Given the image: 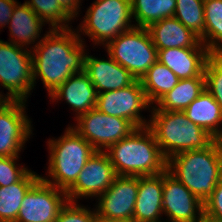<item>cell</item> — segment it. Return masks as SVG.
Returning a JSON list of instances; mask_svg holds the SVG:
<instances>
[{
  "mask_svg": "<svg viewBox=\"0 0 222 222\" xmlns=\"http://www.w3.org/2000/svg\"><path fill=\"white\" fill-rule=\"evenodd\" d=\"M19 157H0V187L9 186L18 182L29 170L17 167L16 161Z\"/></svg>",
  "mask_w": 222,
  "mask_h": 222,
  "instance_id": "cell-32",
  "label": "cell"
},
{
  "mask_svg": "<svg viewBox=\"0 0 222 222\" xmlns=\"http://www.w3.org/2000/svg\"><path fill=\"white\" fill-rule=\"evenodd\" d=\"M158 61L179 79L204 76V67L211 55L207 47L168 48L157 50Z\"/></svg>",
  "mask_w": 222,
  "mask_h": 222,
  "instance_id": "cell-17",
  "label": "cell"
},
{
  "mask_svg": "<svg viewBox=\"0 0 222 222\" xmlns=\"http://www.w3.org/2000/svg\"><path fill=\"white\" fill-rule=\"evenodd\" d=\"M2 93H0V109L1 107L8 101V99L4 96Z\"/></svg>",
  "mask_w": 222,
  "mask_h": 222,
  "instance_id": "cell-38",
  "label": "cell"
},
{
  "mask_svg": "<svg viewBox=\"0 0 222 222\" xmlns=\"http://www.w3.org/2000/svg\"><path fill=\"white\" fill-rule=\"evenodd\" d=\"M108 60L85 54L84 71L96 88L97 94L123 89L136 78L108 54Z\"/></svg>",
  "mask_w": 222,
  "mask_h": 222,
  "instance_id": "cell-16",
  "label": "cell"
},
{
  "mask_svg": "<svg viewBox=\"0 0 222 222\" xmlns=\"http://www.w3.org/2000/svg\"><path fill=\"white\" fill-rule=\"evenodd\" d=\"M179 78L165 65L157 61L140 79L150 104L157 103L179 82Z\"/></svg>",
  "mask_w": 222,
  "mask_h": 222,
  "instance_id": "cell-25",
  "label": "cell"
},
{
  "mask_svg": "<svg viewBox=\"0 0 222 222\" xmlns=\"http://www.w3.org/2000/svg\"><path fill=\"white\" fill-rule=\"evenodd\" d=\"M107 54L127 69L136 80L158 61V51L147 28L134 27L118 35L106 47Z\"/></svg>",
  "mask_w": 222,
  "mask_h": 222,
  "instance_id": "cell-7",
  "label": "cell"
},
{
  "mask_svg": "<svg viewBox=\"0 0 222 222\" xmlns=\"http://www.w3.org/2000/svg\"><path fill=\"white\" fill-rule=\"evenodd\" d=\"M204 214L222 221V179L214 188L212 195L204 203Z\"/></svg>",
  "mask_w": 222,
  "mask_h": 222,
  "instance_id": "cell-33",
  "label": "cell"
},
{
  "mask_svg": "<svg viewBox=\"0 0 222 222\" xmlns=\"http://www.w3.org/2000/svg\"><path fill=\"white\" fill-rule=\"evenodd\" d=\"M97 96L96 88L83 70L72 74L50 95V98L52 101L65 99L66 103L76 112V117H78L96 108Z\"/></svg>",
  "mask_w": 222,
  "mask_h": 222,
  "instance_id": "cell-19",
  "label": "cell"
},
{
  "mask_svg": "<svg viewBox=\"0 0 222 222\" xmlns=\"http://www.w3.org/2000/svg\"><path fill=\"white\" fill-rule=\"evenodd\" d=\"M200 222H222V221L213 219V218L203 214L202 218L200 219Z\"/></svg>",
  "mask_w": 222,
  "mask_h": 222,
  "instance_id": "cell-37",
  "label": "cell"
},
{
  "mask_svg": "<svg viewBox=\"0 0 222 222\" xmlns=\"http://www.w3.org/2000/svg\"><path fill=\"white\" fill-rule=\"evenodd\" d=\"M116 173L105 151H96L84 165L75 183L66 191L68 200L99 197L113 183Z\"/></svg>",
  "mask_w": 222,
  "mask_h": 222,
  "instance_id": "cell-12",
  "label": "cell"
},
{
  "mask_svg": "<svg viewBox=\"0 0 222 222\" xmlns=\"http://www.w3.org/2000/svg\"><path fill=\"white\" fill-rule=\"evenodd\" d=\"M205 89L222 110V54H211L204 67Z\"/></svg>",
  "mask_w": 222,
  "mask_h": 222,
  "instance_id": "cell-30",
  "label": "cell"
},
{
  "mask_svg": "<svg viewBox=\"0 0 222 222\" xmlns=\"http://www.w3.org/2000/svg\"><path fill=\"white\" fill-rule=\"evenodd\" d=\"M151 112L147 127L167 160L184 151L207 148L216 140L205 129L191 122L183 111H162L155 105Z\"/></svg>",
  "mask_w": 222,
  "mask_h": 222,
  "instance_id": "cell-4",
  "label": "cell"
},
{
  "mask_svg": "<svg viewBox=\"0 0 222 222\" xmlns=\"http://www.w3.org/2000/svg\"><path fill=\"white\" fill-rule=\"evenodd\" d=\"M205 90V76L180 79L156 104L162 111H184Z\"/></svg>",
  "mask_w": 222,
  "mask_h": 222,
  "instance_id": "cell-24",
  "label": "cell"
},
{
  "mask_svg": "<svg viewBox=\"0 0 222 222\" xmlns=\"http://www.w3.org/2000/svg\"><path fill=\"white\" fill-rule=\"evenodd\" d=\"M45 24L39 16L26 4L17 3L8 25L10 42L22 47H28L37 41ZM40 33V34H39Z\"/></svg>",
  "mask_w": 222,
  "mask_h": 222,
  "instance_id": "cell-22",
  "label": "cell"
},
{
  "mask_svg": "<svg viewBox=\"0 0 222 222\" xmlns=\"http://www.w3.org/2000/svg\"><path fill=\"white\" fill-rule=\"evenodd\" d=\"M150 105L140 80H136L123 89L99 93L96 108L107 115L126 119L136 128H143L149 122L142 119L140 111L150 110Z\"/></svg>",
  "mask_w": 222,
  "mask_h": 222,
  "instance_id": "cell-11",
  "label": "cell"
},
{
  "mask_svg": "<svg viewBox=\"0 0 222 222\" xmlns=\"http://www.w3.org/2000/svg\"><path fill=\"white\" fill-rule=\"evenodd\" d=\"M79 33L71 27L50 29L31 49L34 86L41 78L49 96L72 74L84 70L85 45Z\"/></svg>",
  "mask_w": 222,
  "mask_h": 222,
  "instance_id": "cell-1",
  "label": "cell"
},
{
  "mask_svg": "<svg viewBox=\"0 0 222 222\" xmlns=\"http://www.w3.org/2000/svg\"><path fill=\"white\" fill-rule=\"evenodd\" d=\"M187 118L205 129L216 140H222V110L213 96L205 89L183 111Z\"/></svg>",
  "mask_w": 222,
  "mask_h": 222,
  "instance_id": "cell-21",
  "label": "cell"
},
{
  "mask_svg": "<svg viewBox=\"0 0 222 222\" xmlns=\"http://www.w3.org/2000/svg\"><path fill=\"white\" fill-rule=\"evenodd\" d=\"M25 101H7L0 109V157H19L32 134L31 120L25 114Z\"/></svg>",
  "mask_w": 222,
  "mask_h": 222,
  "instance_id": "cell-13",
  "label": "cell"
},
{
  "mask_svg": "<svg viewBox=\"0 0 222 222\" xmlns=\"http://www.w3.org/2000/svg\"><path fill=\"white\" fill-rule=\"evenodd\" d=\"M81 0H58L61 7L72 17H77Z\"/></svg>",
  "mask_w": 222,
  "mask_h": 222,
  "instance_id": "cell-35",
  "label": "cell"
},
{
  "mask_svg": "<svg viewBox=\"0 0 222 222\" xmlns=\"http://www.w3.org/2000/svg\"><path fill=\"white\" fill-rule=\"evenodd\" d=\"M68 201L66 191L40 178L23 198L16 222H55Z\"/></svg>",
  "mask_w": 222,
  "mask_h": 222,
  "instance_id": "cell-10",
  "label": "cell"
},
{
  "mask_svg": "<svg viewBox=\"0 0 222 222\" xmlns=\"http://www.w3.org/2000/svg\"><path fill=\"white\" fill-rule=\"evenodd\" d=\"M163 213L171 222H200L204 214V203L167 170L163 172Z\"/></svg>",
  "mask_w": 222,
  "mask_h": 222,
  "instance_id": "cell-14",
  "label": "cell"
},
{
  "mask_svg": "<svg viewBox=\"0 0 222 222\" xmlns=\"http://www.w3.org/2000/svg\"><path fill=\"white\" fill-rule=\"evenodd\" d=\"M131 0H96L87 9L80 32L89 36L95 45H107L135 25L132 22Z\"/></svg>",
  "mask_w": 222,
  "mask_h": 222,
  "instance_id": "cell-6",
  "label": "cell"
},
{
  "mask_svg": "<svg viewBox=\"0 0 222 222\" xmlns=\"http://www.w3.org/2000/svg\"><path fill=\"white\" fill-rule=\"evenodd\" d=\"M204 0H177L174 17L193 31L205 45Z\"/></svg>",
  "mask_w": 222,
  "mask_h": 222,
  "instance_id": "cell-28",
  "label": "cell"
},
{
  "mask_svg": "<svg viewBox=\"0 0 222 222\" xmlns=\"http://www.w3.org/2000/svg\"><path fill=\"white\" fill-rule=\"evenodd\" d=\"M76 130L96 151L107 150L111 145L128 137L137 128L128 120L110 116L97 108L75 118Z\"/></svg>",
  "mask_w": 222,
  "mask_h": 222,
  "instance_id": "cell-9",
  "label": "cell"
},
{
  "mask_svg": "<svg viewBox=\"0 0 222 222\" xmlns=\"http://www.w3.org/2000/svg\"><path fill=\"white\" fill-rule=\"evenodd\" d=\"M96 214V210L91 211L76 202L68 201L55 222H95Z\"/></svg>",
  "mask_w": 222,
  "mask_h": 222,
  "instance_id": "cell-31",
  "label": "cell"
},
{
  "mask_svg": "<svg viewBox=\"0 0 222 222\" xmlns=\"http://www.w3.org/2000/svg\"><path fill=\"white\" fill-rule=\"evenodd\" d=\"M26 49L0 40V86L8 90V101L26 102L34 88L32 51Z\"/></svg>",
  "mask_w": 222,
  "mask_h": 222,
  "instance_id": "cell-8",
  "label": "cell"
},
{
  "mask_svg": "<svg viewBox=\"0 0 222 222\" xmlns=\"http://www.w3.org/2000/svg\"><path fill=\"white\" fill-rule=\"evenodd\" d=\"M163 214V173L139 176L133 222H161Z\"/></svg>",
  "mask_w": 222,
  "mask_h": 222,
  "instance_id": "cell-18",
  "label": "cell"
},
{
  "mask_svg": "<svg viewBox=\"0 0 222 222\" xmlns=\"http://www.w3.org/2000/svg\"><path fill=\"white\" fill-rule=\"evenodd\" d=\"M40 178L29 170L18 182L0 187V222H16L23 198Z\"/></svg>",
  "mask_w": 222,
  "mask_h": 222,
  "instance_id": "cell-23",
  "label": "cell"
},
{
  "mask_svg": "<svg viewBox=\"0 0 222 222\" xmlns=\"http://www.w3.org/2000/svg\"><path fill=\"white\" fill-rule=\"evenodd\" d=\"M205 46L211 54H222V0H204Z\"/></svg>",
  "mask_w": 222,
  "mask_h": 222,
  "instance_id": "cell-27",
  "label": "cell"
},
{
  "mask_svg": "<svg viewBox=\"0 0 222 222\" xmlns=\"http://www.w3.org/2000/svg\"><path fill=\"white\" fill-rule=\"evenodd\" d=\"M48 145V176L50 179L52 177V180L42 176L41 178L56 188L67 191L96 150L72 126L66 128L59 139H49Z\"/></svg>",
  "mask_w": 222,
  "mask_h": 222,
  "instance_id": "cell-5",
  "label": "cell"
},
{
  "mask_svg": "<svg viewBox=\"0 0 222 222\" xmlns=\"http://www.w3.org/2000/svg\"><path fill=\"white\" fill-rule=\"evenodd\" d=\"M18 2L16 0H0V27L4 28L9 24L14 8Z\"/></svg>",
  "mask_w": 222,
  "mask_h": 222,
  "instance_id": "cell-34",
  "label": "cell"
},
{
  "mask_svg": "<svg viewBox=\"0 0 222 222\" xmlns=\"http://www.w3.org/2000/svg\"><path fill=\"white\" fill-rule=\"evenodd\" d=\"M157 50L168 48L206 47L198 35L186 28L177 18L168 17L147 27Z\"/></svg>",
  "mask_w": 222,
  "mask_h": 222,
  "instance_id": "cell-20",
  "label": "cell"
},
{
  "mask_svg": "<svg viewBox=\"0 0 222 222\" xmlns=\"http://www.w3.org/2000/svg\"><path fill=\"white\" fill-rule=\"evenodd\" d=\"M177 0H131V12L137 24L147 28L150 24L174 17Z\"/></svg>",
  "mask_w": 222,
  "mask_h": 222,
  "instance_id": "cell-26",
  "label": "cell"
},
{
  "mask_svg": "<svg viewBox=\"0 0 222 222\" xmlns=\"http://www.w3.org/2000/svg\"><path fill=\"white\" fill-rule=\"evenodd\" d=\"M95 222H133V221L122 220V219H110L96 214Z\"/></svg>",
  "mask_w": 222,
  "mask_h": 222,
  "instance_id": "cell-36",
  "label": "cell"
},
{
  "mask_svg": "<svg viewBox=\"0 0 222 222\" xmlns=\"http://www.w3.org/2000/svg\"><path fill=\"white\" fill-rule=\"evenodd\" d=\"M167 171L205 203L222 179V140L170 157Z\"/></svg>",
  "mask_w": 222,
  "mask_h": 222,
  "instance_id": "cell-2",
  "label": "cell"
},
{
  "mask_svg": "<svg viewBox=\"0 0 222 222\" xmlns=\"http://www.w3.org/2000/svg\"><path fill=\"white\" fill-rule=\"evenodd\" d=\"M39 18L48 23L49 29H67L73 19L59 4L58 0H31L25 2Z\"/></svg>",
  "mask_w": 222,
  "mask_h": 222,
  "instance_id": "cell-29",
  "label": "cell"
},
{
  "mask_svg": "<svg viewBox=\"0 0 222 222\" xmlns=\"http://www.w3.org/2000/svg\"><path fill=\"white\" fill-rule=\"evenodd\" d=\"M138 188L139 176L117 175L111 186L98 197L97 215L133 221Z\"/></svg>",
  "mask_w": 222,
  "mask_h": 222,
  "instance_id": "cell-15",
  "label": "cell"
},
{
  "mask_svg": "<svg viewBox=\"0 0 222 222\" xmlns=\"http://www.w3.org/2000/svg\"><path fill=\"white\" fill-rule=\"evenodd\" d=\"M106 153L119 176H149L167 170V159L148 127L137 128Z\"/></svg>",
  "mask_w": 222,
  "mask_h": 222,
  "instance_id": "cell-3",
  "label": "cell"
}]
</instances>
